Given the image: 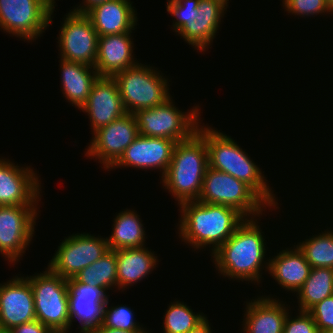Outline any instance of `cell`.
Masks as SVG:
<instances>
[{"label":"cell","instance_id":"36","mask_svg":"<svg viewBox=\"0 0 333 333\" xmlns=\"http://www.w3.org/2000/svg\"><path fill=\"white\" fill-rule=\"evenodd\" d=\"M105 1L108 0H81L80 3L78 2V4H76L75 6L73 5V7H71L72 9L68 10H72L78 13H86L89 9H91L95 5L103 3Z\"/></svg>","mask_w":333,"mask_h":333},{"label":"cell","instance_id":"27","mask_svg":"<svg viewBox=\"0 0 333 333\" xmlns=\"http://www.w3.org/2000/svg\"><path fill=\"white\" fill-rule=\"evenodd\" d=\"M331 295H333V269L311 268L309 277L295 294V299L291 301L297 304L291 302L290 304L293 305L294 310L308 311L316 303Z\"/></svg>","mask_w":333,"mask_h":333},{"label":"cell","instance_id":"5","mask_svg":"<svg viewBox=\"0 0 333 333\" xmlns=\"http://www.w3.org/2000/svg\"><path fill=\"white\" fill-rule=\"evenodd\" d=\"M207 168L206 142L196 131L189 139L175 144L171 162L160 179V185L175 199L177 207L184 202L198 201Z\"/></svg>","mask_w":333,"mask_h":333},{"label":"cell","instance_id":"28","mask_svg":"<svg viewBox=\"0 0 333 333\" xmlns=\"http://www.w3.org/2000/svg\"><path fill=\"white\" fill-rule=\"evenodd\" d=\"M331 227L326 225L325 230L317 228L318 232L315 231V234L311 233L310 236L306 234L303 240L299 238V242H294L311 268L333 269V227Z\"/></svg>","mask_w":333,"mask_h":333},{"label":"cell","instance_id":"13","mask_svg":"<svg viewBox=\"0 0 333 333\" xmlns=\"http://www.w3.org/2000/svg\"><path fill=\"white\" fill-rule=\"evenodd\" d=\"M9 158L0 156V206H41L45 188L39 171Z\"/></svg>","mask_w":333,"mask_h":333},{"label":"cell","instance_id":"11","mask_svg":"<svg viewBox=\"0 0 333 333\" xmlns=\"http://www.w3.org/2000/svg\"><path fill=\"white\" fill-rule=\"evenodd\" d=\"M41 206H0V255L16 267L33 243Z\"/></svg>","mask_w":333,"mask_h":333},{"label":"cell","instance_id":"3","mask_svg":"<svg viewBox=\"0 0 333 333\" xmlns=\"http://www.w3.org/2000/svg\"><path fill=\"white\" fill-rule=\"evenodd\" d=\"M197 132L205 139L209 167L228 173L246 183L271 208H278L279 204L280 207L282 206L264 169L252 159L253 157L246 152L247 149H243L237 140L235 141L226 132L204 122L199 124Z\"/></svg>","mask_w":333,"mask_h":333},{"label":"cell","instance_id":"19","mask_svg":"<svg viewBox=\"0 0 333 333\" xmlns=\"http://www.w3.org/2000/svg\"><path fill=\"white\" fill-rule=\"evenodd\" d=\"M25 274L13 275L0 283V328L11 330L36 320L34 295Z\"/></svg>","mask_w":333,"mask_h":333},{"label":"cell","instance_id":"17","mask_svg":"<svg viewBox=\"0 0 333 333\" xmlns=\"http://www.w3.org/2000/svg\"><path fill=\"white\" fill-rule=\"evenodd\" d=\"M176 142L166 138H154L138 135L125 149L120 159L108 170L132 168L136 171L148 170L160 172L161 179L168 170Z\"/></svg>","mask_w":333,"mask_h":333},{"label":"cell","instance_id":"15","mask_svg":"<svg viewBox=\"0 0 333 333\" xmlns=\"http://www.w3.org/2000/svg\"><path fill=\"white\" fill-rule=\"evenodd\" d=\"M139 135L134 114L127 113L91 134L84 157L94 160L107 172L123 155L125 149ZM103 166V167H102Z\"/></svg>","mask_w":333,"mask_h":333},{"label":"cell","instance_id":"6","mask_svg":"<svg viewBox=\"0 0 333 333\" xmlns=\"http://www.w3.org/2000/svg\"><path fill=\"white\" fill-rule=\"evenodd\" d=\"M141 61L113 76L124 107L130 114L164 104L174 96L170 91L172 79L169 74L166 76L159 67Z\"/></svg>","mask_w":333,"mask_h":333},{"label":"cell","instance_id":"32","mask_svg":"<svg viewBox=\"0 0 333 333\" xmlns=\"http://www.w3.org/2000/svg\"><path fill=\"white\" fill-rule=\"evenodd\" d=\"M281 1L282 9L286 12L285 15H289V17H297V19L303 18L304 20L307 18L308 20L311 18L315 19V17H324L326 15L325 20L330 17L329 11L326 6V0H279Z\"/></svg>","mask_w":333,"mask_h":333},{"label":"cell","instance_id":"20","mask_svg":"<svg viewBox=\"0 0 333 333\" xmlns=\"http://www.w3.org/2000/svg\"><path fill=\"white\" fill-rule=\"evenodd\" d=\"M81 111L88 116L90 134L126 115L127 111L115 79L98 76Z\"/></svg>","mask_w":333,"mask_h":333},{"label":"cell","instance_id":"7","mask_svg":"<svg viewBox=\"0 0 333 333\" xmlns=\"http://www.w3.org/2000/svg\"><path fill=\"white\" fill-rule=\"evenodd\" d=\"M198 201L230 206L245 218H266L267 214L271 215L269 212L283 210L280 207L271 208L249 185L209 166Z\"/></svg>","mask_w":333,"mask_h":333},{"label":"cell","instance_id":"22","mask_svg":"<svg viewBox=\"0 0 333 333\" xmlns=\"http://www.w3.org/2000/svg\"><path fill=\"white\" fill-rule=\"evenodd\" d=\"M134 32L98 37L97 59L95 69L99 76L113 77L134 65L137 60L135 54ZM134 36V37H133Z\"/></svg>","mask_w":333,"mask_h":333},{"label":"cell","instance_id":"4","mask_svg":"<svg viewBox=\"0 0 333 333\" xmlns=\"http://www.w3.org/2000/svg\"><path fill=\"white\" fill-rule=\"evenodd\" d=\"M229 3V0H166L165 10L172 18V25L168 26L193 51L207 54L219 35Z\"/></svg>","mask_w":333,"mask_h":333},{"label":"cell","instance_id":"24","mask_svg":"<svg viewBox=\"0 0 333 333\" xmlns=\"http://www.w3.org/2000/svg\"><path fill=\"white\" fill-rule=\"evenodd\" d=\"M158 255L157 251L147 245L116 250L118 292L125 294L127 289L129 291L131 287L150 277L162 261L160 254Z\"/></svg>","mask_w":333,"mask_h":333},{"label":"cell","instance_id":"14","mask_svg":"<svg viewBox=\"0 0 333 333\" xmlns=\"http://www.w3.org/2000/svg\"><path fill=\"white\" fill-rule=\"evenodd\" d=\"M56 35L58 57L63 60L95 66L97 59L98 34L85 13L67 11L61 18Z\"/></svg>","mask_w":333,"mask_h":333},{"label":"cell","instance_id":"2","mask_svg":"<svg viewBox=\"0 0 333 333\" xmlns=\"http://www.w3.org/2000/svg\"><path fill=\"white\" fill-rule=\"evenodd\" d=\"M175 233L179 242L192 252L209 251L211 256L246 219L235 208L199 201L181 203L178 207Z\"/></svg>","mask_w":333,"mask_h":333},{"label":"cell","instance_id":"31","mask_svg":"<svg viewBox=\"0 0 333 333\" xmlns=\"http://www.w3.org/2000/svg\"><path fill=\"white\" fill-rule=\"evenodd\" d=\"M110 298L109 296L103 308V327L128 330L131 332H153L152 329H149V326H147V328L143 323L139 322L138 319L136 320V311H134L132 307L126 304L123 305V303L119 305V302L116 305L111 302Z\"/></svg>","mask_w":333,"mask_h":333},{"label":"cell","instance_id":"26","mask_svg":"<svg viewBox=\"0 0 333 333\" xmlns=\"http://www.w3.org/2000/svg\"><path fill=\"white\" fill-rule=\"evenodd\" d=\"M113 216L111 234L106 236L110 250H122L146 246V226L139 212L125 208ZM138 213V214H137Z\"/></svg>","mask_w":333,"mask_h":333},{"label":"cell","instance_id":"8","mask_svg":"<svg viewBox=\"0 0 333 333\" xmlns=\"http://www.w3.org/2000/svg\"><path fill=\"white\" fill-rule=\"evenodd\" d=\"M193 104L190 109H179L172 96L164 104L135 112L139 134L171 139L176 143L189 139L204 119L201 117L203 106Z\"/></svg>","mask_w":333,"mask_h":333},{"label":"cell","instance_id":"41","mask_svg":"<svg viewBox=\"0 0 333 333\" xmlns=\"http://www.w3.org/2000/svg\"><path fill=\"white\" fill-rule=\"evenodd\" d=\"M0 333H12V332L10 330L0 328Z\"/></svg>","mask_w":333,"mask_h":333},{"label":"cell","instance_id":"25","mask_svg":"<svg viewBox=\"0 0 333 333\" xmlns=\"http://www.w3.org/2000/svg\"><path fill=\"white\" fill-rule=\"evenodd\" d=\"M58 59L61 75L59 86L62 97L65 98V102L80 111L99 75L93 66Z\"/></svg>","mask_w":333,"mask_h":333},{"label":"cell","instance_id":"38","mask_svg":"<svg viewBox=\"0 0 333 333\" xmlns=\"http://www.w3.org/2000/svg\"><path fill=\"white\" fill-rule=\"evenodd\" d=\"M89 333H151V332H131L128 330L107 328L101 325L100 327L93 329Z\"/></svg>","mask_w":333,"mask_h":333},{"label":"cell","instance_id":"21","mask_svg":"<svg viewBox=\"0 0 333 333\" xmlns=\"http://www.w3.org/2000/svg\"><path fill=\"white\" fill-rule=\"evenodd\" d=\"M291 244V247H285L284 245L279 250L270 251L268 275L266 277H271L277 286L279 285L280 292L282 290V292L286 291L285 294L294 297L309 277L311 265L306 261L300 250Z\"/></svg>","mask_w":333,"mask_h":333},{"label":"cell","instance_id":"37","mask_svg":"<svg viewBox=\"0 0 333 333\" xmlns=\"http://www.w3.org/2000/svg\"><path fill=\"white\" fill-rule=\"evenodd\" d=\"M211 324L212 323L208 317H206L201 323L191 329L188 333H215V330L212 329L214 327Z\"/></svg>","mask_w":333,"mask_h":333},{"label":"cell","instance_id":"39","mask_svg":"<svg viewBox=\"0 0 333 333\" xmlns=\"http://www.w3.org/2000/svg\"><path fill=\"white\" fill-rule=\"evenodd\" d=\"M326 6L329 14L333 17V0H326Z\"/></svg>","mask_w":333,"mask_h":333},{"label":"cell","instance_id":"12","mask_svg":"<svg viewBox=\"0 0 333 333\" xmlns=\"http://www.w3.org/2000/svg\"><path fill=\"white\" fill-rule=\"evenodd\" d=\"M63 238L46 266L67 280L99 260L109 250L106 237L96 233L74 232Z\"/></svg>","mask_w":333,"mask_h":333},{"label":"cell","instance_id":"10","mask_svg":"<svg viewBox=\"0 0 333 333\" xmlns=\"http://www.w3.org/2000/svg\"><path fill=\"white\" fill-rule=\"evenodd\" d=\"M43 269L25 276L33 291L36 320L52 330H69L68 280L47 266Z\"/></svg>","mask_w":333,"mask_h":333},{"label":"cell","instance_id":"1","mask_svg":"<svg viewBox=\"0 0 333 333\" xmlns=\"http://www.w3.org/2000/svg\"><path fill=\"white\" fill-rule=\"evenodd\" d=\"M261 218L262 216L246 218L232 236L210 256L215 273L220 278L232 283L245 281V284L250 283L252 287H262L264 275L266 277L268 271V253L271 250Z\"/></svg>","mask_w":333,"mask_h":333},{"label":"cell","instance_id":"18","mask_svg":"<svg viewBox=\"0 0 333 333\" xmlns=\"http://www.w3.org/2000/svg\"><path fill=\"white\" fill-rule=\"evenodd\" d=\"M109 294L98 286L78 282L74 277L68 279V301L70 330L89 333L102 325L103 308ZM79 323L75 329L73 323Z\"/></svg>","mask_w":333,"mask_h":333},{"label":"cell","instance_id":"9","mask_svg":"<svg viewBox=\"0 0 333 333\" xmlns=\"http://www.w3.org/2000/svg\"><path fill=\"white\" fill-rule=\"evenodd\" d=\"M57 6L52 0H0V30L28 44L36 43L52 26Z\"/></svg>","mask_w":333,"mask_h":333},{"label":"cell","instance_id":"16","mask_svg":"<svg viewBox=\"0 0 333 333\" xmlns=\"http://www.w3.org/2000/svg\"><path fill=\"white\" fill-rule=\"evenodd\" d=\"M262 290L252 299L244 298L247 301L243 304L241 333H283L285 319L293 305L283 301L277 293L266 294L267 290Z\"/></svg>","mask_w":333,"mask_h":333},{"label":"cell","instance_id":"30","mask_svg":"<svg viewBox=\"0 0 333 333\" xmlns=\"http://www.w3.org/2000/svg\"><path fill=\"white\" fill-rule=\"evenodd\" d=\"M171 301L163 313L162 333H188L208 316L201 310L197 312L192 309L187 302L181 301V299L176 298Z\"/></svg>","mask_w":333,"mask_h":333},{"label":"cell","instance_id":"40","mask_svg":"<svg viewBox=\"0 0 333 333\" xmlns=\"http://www.w3.org/2000/svg\"><path fill=\"white\" fill-rule=\"evenodd\" d=\"M76 333H79L77 331H75ZM75 332H72V330L70 331L69 330H52L50 333H75Z\"/></svg>","mask_w":333,"mask_h":333},{"label":"cell","instance_id":"35","mask_svg":"<svg viewBox=\"0 0 333 333\" xmlns=\"http://www.w3.org/2000/svg\"><path fill=\"white\" fill-rule=\"evenodd\" d=\"M12 333H50L51 328L45 326L38 320H34L28 323H23L10 330Z\"/></svg>","mask_w":333,"mask_h":333},{"label":"cell","instance_id":"33","mask_svg":"<svg viewBox=\"0 0 333 333\" xmlns=\"http://www.w3.org/2000/svg\"><path fill=\"white\" fill-rule=\"evenodd\" d=\"M283 333H320V331L307 311H296L292 308L285 319Z\"/></svg>","mask_w":333,"mask_h":333},{"label":"cell","instance_id":"42","mask_svg":"<svg viewBox=\"0 0 333 333\" xmlns=\"http://www.w3.org/2000/svg\"><path fill=\"white\" fill-rule=\"evenodd\" d=\"M321 333H333V329L327 330V331H323Z\"/></svg>","mask_w":333,"mask_h":333},{"label":"cell","instance_id":"23","mask_svg":"<svg viewBox=\"0 0 333 333\" xmlns=\"http://www.w3.org/2000/svg\"><path fill=\"white\" fill-rule=\"evenodd\" d=\"M131 0H108L85 14L90 18L98 37L136 31L138 12Z\"/></svg>","mask_w":333,"mask_h":333},{"label":"cell","instance_id":"29","mask_svg":"<svg viewBox=\"0 0 333 333\" xmlns=\"http://www.w3.org/2000/svg\"><path fill=\"white\" fill-rule=\"evenodd\" d=\"M78 282L98 286L109 295L118 293L116 250H108L99 260L82 269L75 277ZM111 290V291H110ZM113 292V293H112Z\"/></svg>","mask_w":333,"mask_h":333},{"label":"cell","instance_id":"34","mask_svg":"<svg viewBox=\"0 0 333 333\" xmlns=\"http://www.w3.org/2000/svg\"><path fill=\"white\" fill-rule=\"evenodd\" d=\"M321 332L333 329V295L316 303L307 311Z\"/></svg>","mask_w":333,"mask_h":333}]
</instances>
